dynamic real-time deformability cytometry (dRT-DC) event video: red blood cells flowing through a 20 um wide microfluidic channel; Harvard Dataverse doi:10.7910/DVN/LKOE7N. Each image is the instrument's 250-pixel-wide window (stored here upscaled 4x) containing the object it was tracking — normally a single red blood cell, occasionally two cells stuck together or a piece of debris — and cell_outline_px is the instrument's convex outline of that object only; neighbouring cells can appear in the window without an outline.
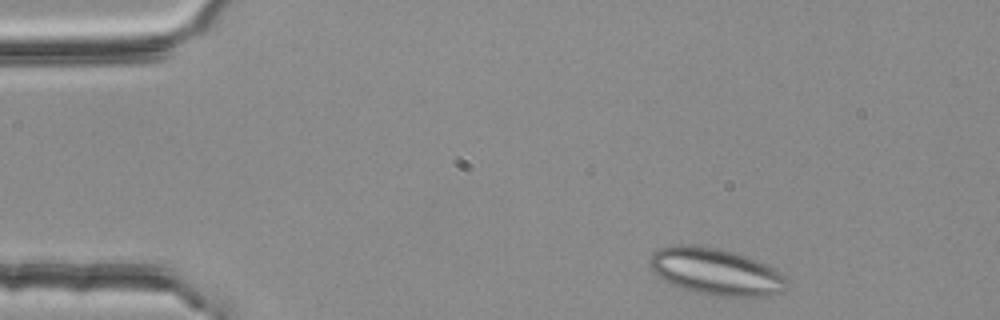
{"species": "common noctule bat (a hibernating species)", "species_latin": "Nyctalus noctula", "temperature_condition": "room temperature", "stored_images_in_passage": 44, "segment_of_instrument_passage": [1, 2], "camera_frame_rate_fps": 3000, "um_per_image_px": 0.085, "animal": {"sex": "female", "body_mass_g": 25.1}, "frame": {"image": 1, "passage_image": 2, "time_ms": 0.333, "image_size_px": [1000, 320], "cell_outline_px": [[788, 284], [784, 292], [768, 296], [712, 296], [680, 288], [656, 276], [652, 272], [648, 264], [648, 260], [652, 252], [660, 248], [676, 244], [692, 244], [720, 248], [768, 264], [784, 276], [788, 280]], "centroid_in_image_um": [60.81, 23.09], "position_along_channel_um": 24.2, "area_um2": 37.86}}